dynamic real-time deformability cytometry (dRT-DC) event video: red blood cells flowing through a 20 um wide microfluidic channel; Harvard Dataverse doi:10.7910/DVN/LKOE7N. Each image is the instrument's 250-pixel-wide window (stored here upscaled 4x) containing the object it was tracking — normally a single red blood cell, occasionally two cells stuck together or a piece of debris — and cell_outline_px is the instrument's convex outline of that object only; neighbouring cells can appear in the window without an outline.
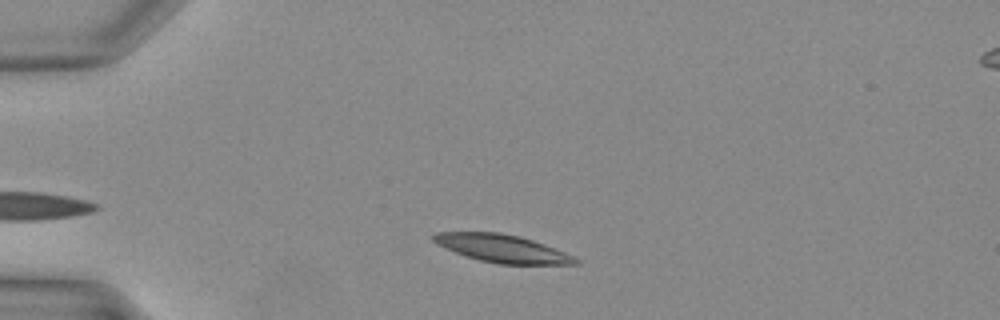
{"species": "Egyptian fruit bat (a non-hibernating species)", "species_latin": "Rousettus aegyptiacus", "temperature_condition": "warm", "stored_images_in_passage": 32, "camera_frame_rate_fps": 3000, "um_per_image_px": 0.085, "animal": {"sex": "female"}, "frame": {"image": 1, "passage_image": 2, "time_ms": 0.333, "image_size_px": [1000, 320], "cell_outline_px": [[580, 264], [500, 264], [480, 260], [456, 252], [432, 240], [432, 236], [436, 232], [500, 232], [520, 236], [532, 240], [564, 252], [580, 260]], "centroid_in_image_um": [42.72, 21.11], "position_along_channel_um": 42.3, "area_um2": 22.54}}
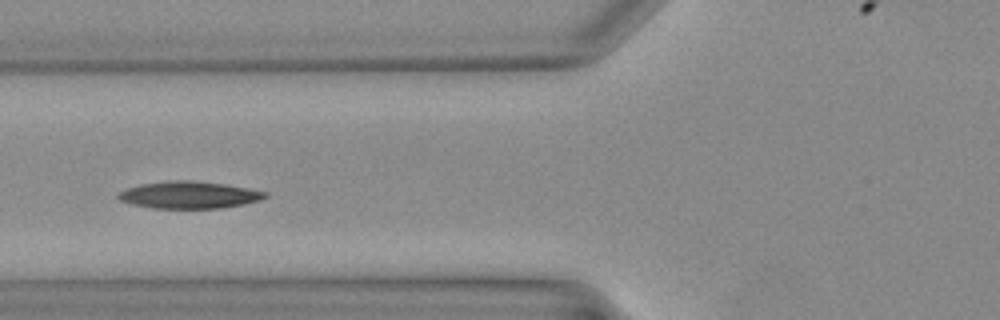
{"frame": {"image": 2, "passage_image": 8, "time_ms": 2.333, "image_size_px": [1000, 320], "cell_outline_px": [[268, 196], [260, 200], [244, 204], [220, 208], [152, 208], [132, 204], [120, 200], [116, 196], [120, 192], [128, 188], [140, 184], [168, 180], [188, 180], [224, 184], [268, 192]], "centroid_in_image_um": [16.07, 16.57], "position_along_channel_um": 109.7, "area_um2": 23.06}}
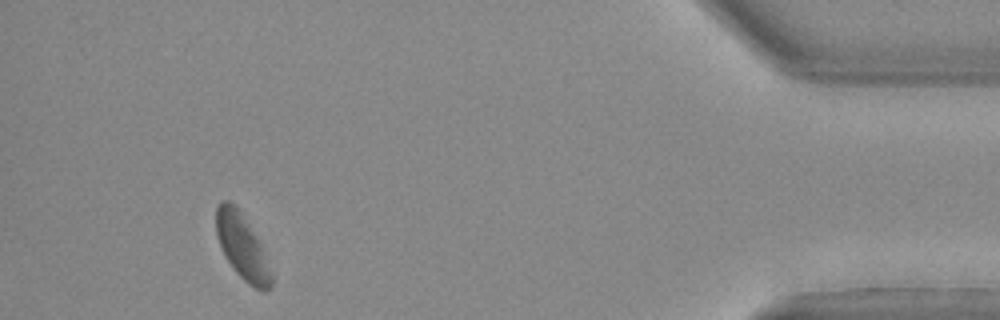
{"frame": {"image": 3, "passage_image": 29, "time_ms": 9.333, "image_size_px": [1000, 320], "cell_outline_px": [[272, 284], [264, 292], [248, 284], [236, 272], [228, 260], [220, 244], [216, 232], [216, 208], [220, 200], [228, 200], [236, 204], [260, 240], [272, 276]], "centroid_in_image_um": [20.59, 20.91], "position_along_channel_um": 414.6, "area_um2": 20.87}}